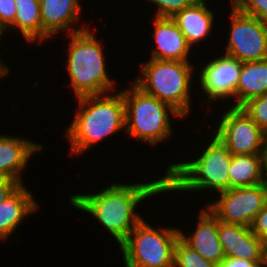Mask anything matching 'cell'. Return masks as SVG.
<instances>
[{
  "instance_id": "6da1fadb",
  "label": "cell",
  "mask_w": 267,
  "mask_h": 267,
  "mask_svg": "<svg viewBox=\"0 0 267 267\" xmlns=\"http://www.w3.org/2000/svg\"><path fill=\"white\" fill-rule=\"evenodd\" d=\"M162 193H167L165 175L147 183L113 182L100 192L72 194L69 203L73 208L91 214L90 216L94 217L120 246L143 219L136 212L139 204Z\"/></svg>"
},
{
  "instance_id": "7a4b0ae2",
  "label": "cell",
  "mask_w": 267,
  "mask_h": 267,
  "mask_svg": "<svg viewBox=\"0 0 267 267\" xmlns=\"http://www.w3.org/2000/svg\"><path fill=\"white\" fill-rule=\"evenodd\" d=\"M76 99V115L65 130L71 156L82 155L92 145L125 130V103L121 90Z\"/></svg>"
},
{
  "instance_id": "3957f363",
  "label": "cell",
  "mask_w": 267,
  "mask_h": 267,
  "mask_svg": "<svg viewBox=\"0 0 267 267\" xmlns=\"http://www.w3.org/2000/svg\"><path fill=\"white\" fill-rule=\"evenodd\" d=\"M206 148H201L200 156L192 160L167 165L165 175L166 192H190L213 190L221 192L229 189L230 151L212 134Z\"/></svg>"
},
{
  "instance_id": "277c9868",
  "label": "cell",
  "mask_w": 267,
  "mask_h": 267,
  "mask_svg": "<svg viewBox=\"0 0 267 267\" xmlns=\"http://www.w3.org/2000/svg\"><path fill=\"white\" fill-rule=\"evenodd\" d=\"M66 36L70 39L65 66L76 98L115 92L116 85L107 70L104 44L94 35L93 29L88 27Z\"/></svg>"
},
{
  "instance_id": "5b68a950",
  "label": "cell",
  "mask_w": 267,
  "mask_h": 267,
  "mask_svg": "<svg viewBox=\"0 0 267 267\" xmlns=\"http://www.w3.org/2000/svg\"><path fill=\"white\" fill-rule=\"evenodd\" d=\"M141 74L133 83L144 93L169 104L182 118L191 111L194 65L191 62L149 58L141 63ZM192 86V87H191Z\"/></svg>"
},
{
  "instance_id": "8992f818",
  "label": "cell",
  "mask_w": 267,
  "mask_h": 267,
  "mask_svg": "<svg viewBox=\"0 0 267 267\" xmlns=\"http://www.w3.org/2000/svg\"><path fill=\"white\" fill-rule=\"evenodd\" d=\"M121 92L125 103L124 132L133 140L158 146L173 134L171 118L183 119L169 104L144 93L131 81L130 87Z\"/></svg>"
},
{
  "instance_id": "52a82bcc",
  "label": "cell",
  "mask_w": 267,
  "mask_h": 267,
  "mask_svg": "<svg viewBox=\"0 0 267 267\" xmlns=\"http://www.w3.org/2000/svg\"><path fill=\"white\" fill-rule=\"evenodd\" d=\"M179 227L154 228L143 218L120 245L125 267H174Z\"/></svg>"
},
{
  "instance_id": "ba28073f",
  "label": "cell",
  "mask_w": 267,
  "mask_h": 267,
  "mask_svg": "<svg viewBox=\"0 0 267 267\" xmlns=\"http://www.w3.org/2000/svg\"><path fill=\"white\" fill-rule=\"evenodd\" d=\"M225 54L239 62L267 59V22L232 8Z\"/></svg>"
},
{
  "instance_id": "9c48e42d",
  "label": "cell",
  "mask_w": 267,
  "mask_h": 267,
  "mask_svg": "<svg viewBox=\"0 0 267 267\" xmlns=\"http://www.w3.org/2000/svg\"><path fill=\"white\" fill-rule=\"evenodd\" d=\"M217 194V200L205 207L222 222L248 227L267 202V188L262 183L229 188Z\"/></svg>"
},
{
  "instance_id": "30bf717a",
  "label": "cell",
  "mask_w": 267,
  "mask_h": 267,
  "mask_svg": "<svg viewBox=\"0 0 267 267\" xmlns=\"http://www.w3.org/2000/svg\"><path fill=\"white\" fill-rule=\"evenodd\" d=\"M213 134L232 155H260L264 148V131L241 107L229 106L221 115Z\"/></svg>"
},
{
  "instance_id": "8fae6325",
  "label": "cell",
  "mask_w": 267,
  "mask_h": 267,
  "mask_svg": "<svg viewBox=\"0 0 267 267\" xmlns=\"http://www.w3.org/2000/svg\"><path fill=\"white\" fill-rule=\"evenodd\" d=\"M242 62L231 58L222 53L221 56L209 60L200 70L197 79L200 83L199 88L202 89L207 96V101L211 103L216 100H224L233 98L236 92V86L239 81Z\"/></svg>"
},
{
  "instance_id": "7c38bea8",
  "label": "cell",
  "mask_w": 267,
  "mask_h": 267,
  "mask_svg": "<svg viewBox=\"0 0 267 267\" xmlns=\"http://www.w3.org/2000/svg\"><path fill=\"white\" fill-rule=\"evenodd\" d=\"M218 236L225 257L266 262V244L252 232L251 227L218 220Z\"/></svg>"
},
{
  "instance_id": "4fadbf2b",
  "label": "cell",
  "mask_w": 267,
  "mask_h": 267,
  "mask_svg": "<svg viewBox=\"0 0 267 267\" xmlns=\"http://www.w3.org/2000/svg\"><path fill=\"white\" fill-rule=\"evenodd\" d=\"M80 0H41L40 16L42 20V42L50 37L58 36L57 33L66 32L67 35L82 31L91 26L79 22L82 5ZM75 25H74V24ZM75 28H74V27Z\"/></svg>"
},
{
  "instance_id": "5bb4252c",
  "label": "cell",
  "mask_w": 267,
  "mask_h": 267,
  "mask_svg": "<svg viewBox=\"0 0 267 267\" xmlns=\"http://www.w3.org/2000/svg\"><path fill=\"white\" fill-rule=\"evenodd\" d=\"M17 136L0 134V177L13 179L21 185L25 184L22 172L28 167L27 163L44 147L41 143Z\"/></svg>"
},
{
  "instance_id": "9a60e30c",
  "label": "cell",
  "mask_w": 267,
  "mask_h": 267,
  "mask_svg": "<svg viewBox=\"0 0 267 267\" xmlns=\"http://www.w3.org/2000/svg\"><path fill=\"white\" fill-rule=\"evenodd\" d=\"M154 19V20H153ZM152 38L156 45L150 58L190 62L192 47L171 17H154Z\"/></svg>"
},
{
  "instance_id": "2e32d148",
  "label": "cell",
  "mask_w": 267,
  "mask_h": 267,
  "mask_svg": "<svg viewBox=\"0 0 267 267\" xmlns=\"http://www.w3.org/2000/svg\"><path fill=\"white\" fill-rule=\"evenodd\" d=\"M196 220L194 232L190 235L179 229L180 238L204 259L220 265L225 256L218 236V219L204 207Z\"/></svg>"
},
{
  "instance_id": "e0dca14e",
  "label": "cell",
  "mask_w": 267,
  "mask_h": 267,
  "mask_svg": "<svg viewBox=\"0 0 267 267\" xmlns=\"http://www.w3.org/2000/svg\"><path fill=\"white\" fill-rule=\"evenodd\" d=\"M39 209L32 191L21 184L0 204V241H6L30 214Z\"/></svg>"
},
{
  "instance_id": "ac0fdd59",
  "label": "cell",
  "mask_w": 267,
  "mask_h": 267,
  "mask_svg": "<svg viewBox=\"0 0 267 267\" xmlns=\"http://www.w3.org/2000/svg\"><path fill=\"white\" fill-rule=\"evenodd\" d=\"M207 0H197L193 5L184 8L171 17L192 47L205 42L212 34L215 13L208 7ZM199 42V43H198Z\"/></svg>"
},
{
  "instance_id": "d6986e66",
  "label": "cell",
  "mask_w": 267,
  "mask_h": 267,
  "mask_svg": "<svg viewBox=\"0 0 267 267\" xmlns=\"http://www.w3.org/2000/svg\"><path fill=\"white\" fill-rule=\"evenodd\" d=\"M267 93V59L242 62L239 81L234 94V104L241 107L247 101Z\"/></svg>"
},
{
  "instance_id": "ffe728a7",
  "label": "cell",
  "mask_w": 267,
  "mask_h": 267,
  "mask_svg": "<svg viewBox=\"0 0 267 267\" xmlns=\"http://www.w3.org/2000/svg\"><path fill=\"white\" fill-rule=\"evenodd\" d=\"M16 15L14 22L4 31L22 34L26 42H42V20L40 16V2L35 0H15ZM17 30V31H16Z\"/></svg>"
},
{
  "instance_id": "44dd1931",
  "label": "cell",
  "mask_w": 267,
  "mask_h": 267,
  "mask_svg": "<svg viewBox=\"0 0 267 267\" xmlns=\"http://www.w3.org/2000/svg\"><path fill=\"white\" fill-rule=\"evenodd\" d=\"M228 172L229 188L261 184V156L232 155Z\"/></svg>"
},
{
  "instance_id": "7402d4cb",
  "label": "cell",
  "mask_w": 267,
  "mask_h": 267,
  "mask_svg": "<svg viewBox=\"0 0 267 267\" xmlns=\"http://www.w3.org/2000/svg\"><path fill=\"white\" fill-rule=\"evenodd\" d=\"M174 267H219V265L204 259L179 237L175 244Z\"/></svg>"
},
{
  "instance_id": "603a6c76",
  "label": "cell",
  "mask_w": 267,
  "mask_h": 267,
  "mask_svg": "<svg viewBox=\"0 0 267 267\" xmlns=\"http://www.w3.org/2000/svg\"><path fill=\"white\" fill-rule=\"evenodd\" d=\"M241 108L264 132L267 131V93L247 101Z\"/></svg>"
},
{
  "instance_id": "cb8c5ba5",
  "label": "cell",
  "mask_w": 267,
  "mask_h": 267,
  "mask_svg": "<svg viewBox=\"0 0 267 267\" xmlns=\"http://www.w3.org/2000/svg\"><path fill=\"white\" fill-rule=\"evenodd\" d=\"M230 7L236 11L254 16L267 22V0H229Z\"/></svg>"
},
{
  "instance_id": "d4e9b609",
  "label": "cell",
  "mask_w": 267,
  "mask_h": 267,
  "mask_svg": "<svg viewBox=\"0 0 267 267\" xmlns=\"http://www.w3.org/2000/svg\"><path fill=\"white\" fill-rule=\"evenodd\" d=\"M157 8L156 17H173L177 12L193 5L197 0H146Z\"/></svg>"
},
{
  "instance_id": "484cf974",
  "label": "cell",
  "mask_w": 267,
  "mask_h": 267,
  "mask_svg": "<svg viewBox=\"0 0 267 267\" xmlns=\"http://www.w3.org/2000/svg\"><path fill=\"white\" fill-rule=\"evenodd\" d=\"M15 0H0V28L5 31L15 20Z\"/></svg>"
},
{
  "instance_id": "4316f807",
  "label": "cell",
  "mask_w": 267,
  "mask_h": 267,
  "mask_svg": "<svg viewBox=\"0 0 267 267\" xmlns=\"http://www.w3.org/2000/svg\"><path fill=\"white\" fill-rule=\"evenodd\" d=\"M250 227L252 232L267 244V202L256 215Z\"/></svg>"
},
{
  "instance_id": "83f0119b",
  "label": "cell",
  "mask_w": 267,
  "mask_h": 267,
  "mask_svg": "<svg viewBox=\"0 0 267 267\" xmlns=\"http://www.w3.org/2000/svg\"><path fill=\"white\" fill-rule=\"evenodd\" d=\"M219 267H266V262H250L234 257H224Z\"/></svg>"
},
{
  "instance_id": "f1b7e54d",
  "label": "cell",
  "mask_w": 267,
  "mask_h": 267,
  "mask_svg": "<svg viewBox=\"0 0 267 267\" xmlns=\"http://www.w3.org/2000/svg\"><path fill=\"white\" fill-rule=\"evenodd\" d=\"M19 186L20 184L13 179L0 177V204Z\"/></svg>"
},
{
  "instance_id": "f546056e",
  "label": "cell",
  "mask_w": 267,
  "mask_h": 267,
  "mask_svg": "<svg viewBox=\"0 0 267 267\" xmlns=\"http://www.w3.org/2000/svg\"><path fill=\"white\" fill-rule=\"evenodd\" d=\"M260 156H261V171H262L261 183L267 188V151H262Z\"/></svg>"
},
{
  "instance_id": "4dcf8cb0",
  "label": "cell",
  "mask_w": 267,
  "mask_h": 267,
  "mask_svg": "<svg viewBox=\"0 0 267 267\" xmlns=\"http://www.w3.org/2000/svg\"><path fill=\"white\" fill-rule=\"evenodd\" d=\"M9 67L7 65H5V62L3 63L0 57V80L2 78L7 77V75H9L10 71H9Z\"/></svg>"
},
{
  "instance_id": "1f68e13d",
  "label": "cell",
  "mask_w": 267,
  "mask_h": 267,
  "mask_svg": "<svg viewBox=\"0 0 267 267\" xmlns=\"http://www.w3.org/2000/svg\"><path fill=\"white\" fill-rule=\"evenodd\" d=\"M263 151H267V131L264 133V148Z\"/></svg>"
},
{
  "instance_id": "d6a6232c",
  "label": "cell",
  "mask_w": 267,
  "mask_h": 267,
  "mask_svg": "<svg viewBox=\"0 0 267 267\" xmlns=\"http://www.w3.org/2000/svg\"><path fill=\"white\" fill-rule=\"evenodd\" d=\"M4 31L0 28V39L3 37Z\"/></svg>"
},
{
  "instance_id": "836d02e7",
  "label": "cell",
  "mask_w": 267,
  "mask_h": 267,
  "mask_svg": "<svg viewBox=\"0 0 267 267\" xmlns=\"http://www.w3.org/2000/svg\"><path fill=\"white\" fill-rule=\"evenodd\" d=\"M266 267H267V244H266Z\"/></svg>"
}]
</instances>
